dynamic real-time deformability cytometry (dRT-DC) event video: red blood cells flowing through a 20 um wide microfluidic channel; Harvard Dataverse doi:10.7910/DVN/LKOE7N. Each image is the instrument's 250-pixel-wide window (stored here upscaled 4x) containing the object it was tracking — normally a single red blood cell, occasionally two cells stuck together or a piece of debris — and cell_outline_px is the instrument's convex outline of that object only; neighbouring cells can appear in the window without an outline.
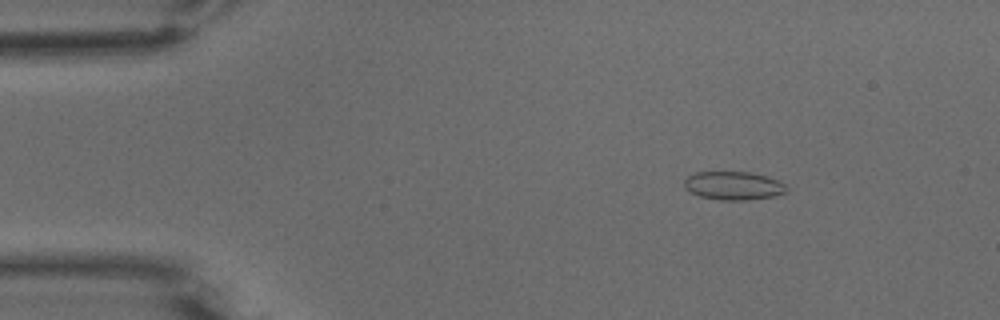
{"species": "common noctule bat (a hibernating species)", "species_latin": "Nyctalus noctula", "temperature_condition": "warm", "stored_images_in_passage": 90, "camera_frame_rate_fps": 3000, "um_per_image_px": 0.085, "animal": {"sex": "male", "body_mass_g": 15.6}, "frame": {"image": 1, "passage_image": 13, "time_ms": 4.0, "image_size_px": [1000, 320], "cell_outline_px": [[788, 188], [784, 192], [772, 196], [744, 200], [720, 200], [700, 196], [684, 188], [684, 180], [688, 176], [696, 172], [748, 172], [764, 176], [776, 180], [784, 184]], "centroid_in_image_um": [62.29, 15.78], "position_along_channel_um": 22.7, "area_um2": 16.59}}
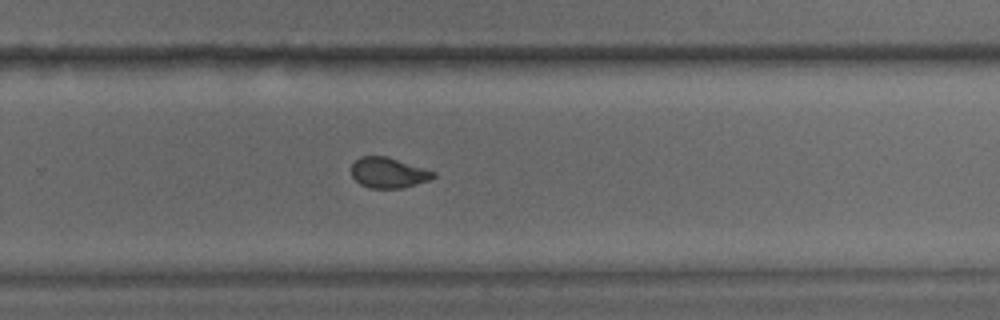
{"frame": {"image": 2, "passage_image": 59, "time_ms": 19.333, "image_size_px": [1000, 320], "cell_outline_px": [[436, 176], [428, 180], [404, 188], [368, 188], [360, 184], [352, 176], [352, 164], [360, 156], [388, 156], [436, 172]], "centroid_in_image_um": [33.01, 14.68], "position_along_channel_um": 296.8, "area_um2": 14.57}}
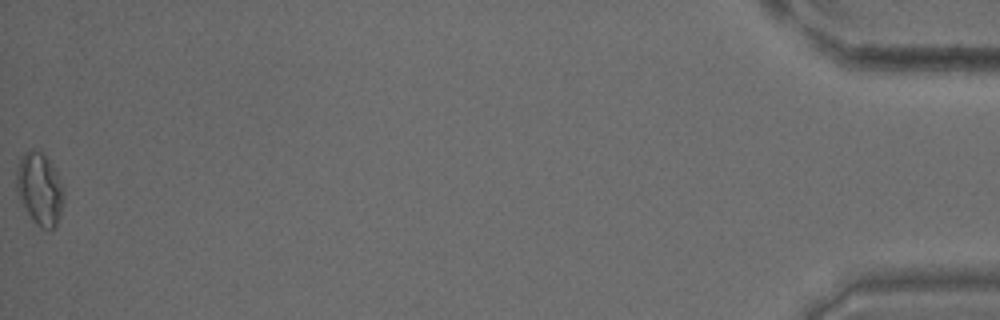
{"frame": {"image": 3, "passage_image": 90, "time_ms": 29.667, "image_size_px": [1000, 320], "cell_outline_px": [[64, 196], [60, 212], [56, 224], [52, 228], [40, 228], [36, 224], [20, 200], [16, 192], [16, 168], [20, 156], [24, 152], [32, 148], [40, 148], [56, 168], [64, 188]], "centroid_in_image_um": [3.36, 15.95], "position_along_channel_um": 431.8, "area_um2": 20.29}}